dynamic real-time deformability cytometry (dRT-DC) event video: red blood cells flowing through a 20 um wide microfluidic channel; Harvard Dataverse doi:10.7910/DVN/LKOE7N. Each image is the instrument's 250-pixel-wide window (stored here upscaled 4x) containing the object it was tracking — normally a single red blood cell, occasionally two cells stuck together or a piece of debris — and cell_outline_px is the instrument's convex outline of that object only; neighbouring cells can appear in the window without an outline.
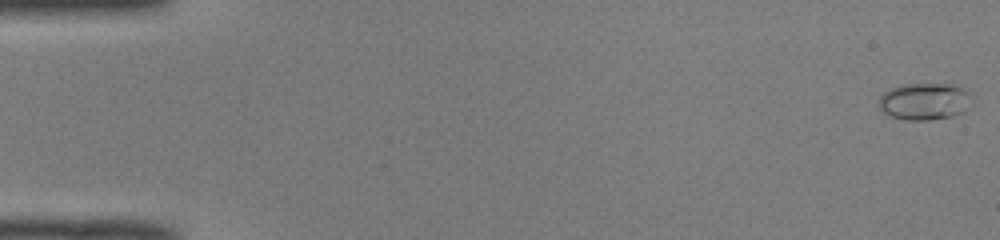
{"species": "common noctule bat (a hibernating species)", "species_latin": "Nyctalus noctula", "temperature_condition": "room temperature", "stored_images_in_passage": 52, "camera_frame_rate_fps": 3000, "um_per_image_px": 0.085, "animal": {"sex": "male", "body_mass_g": 19.0, "forearm_length_mm": 50.8}, "frame": {"image": 1, "passage_image": 1, "time_ms": 0.0, "image_size_px": [1000, 240], "cell_outline_px": [[972, 104], [964, 112], [952, 116], [928, 120], [908, 120], [888, 116], [880, 108], [880, 96], [884, 92], [900, 84], [956, 84], [968, 92]], "centroid_in_image_um": [78.6, 8.62], "position_along_channel_um": 6.4, "area_um2": 20.11}}
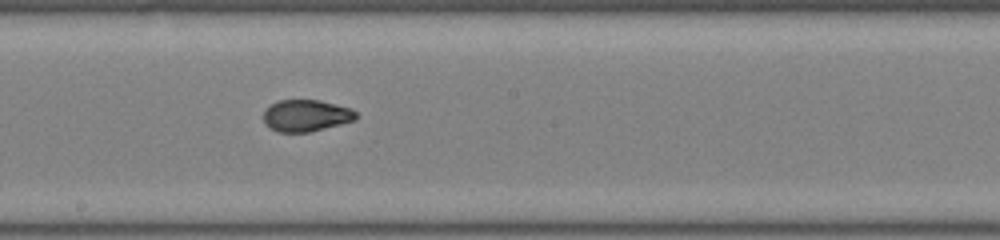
{"frame": {"image": 2, "passage_image": 29, "time_ms": 9.333, "image_size_px": [1000, 240], "cell_outline_px": [[360, 116], [356, 120], [308, 132], [276, 132], [264, 124], [264, 108], [276, 100], [320, 100], [352, 108]], "centroid_in_image_um": [26.01, 9.81], "position_along_channel_um": 222.2, "area_um2": 17.4}}
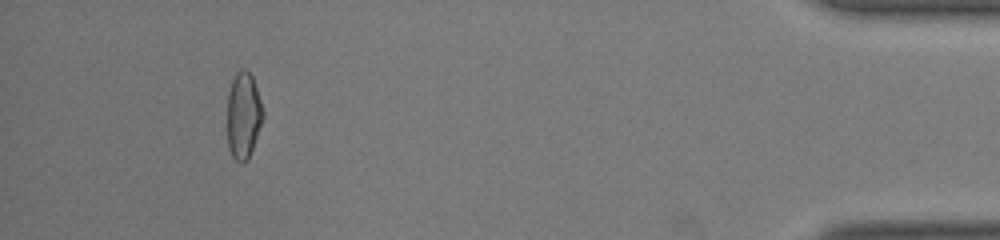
{"frame": {"image": 3, "passage_image": 48, "time_ms": 15.667, "image_size_px": [1000, 240], "cell_outline_px": [[264, 120], [252, 148], [244, 164], [240, 164], [232, 156], [228, 148], [228, 92], [232, 80], [236, 72], [240, 68], [244, 68], [252, 76], [264, 112]], "centroid_in_image_um": [20.69, 9.81], "position_along_channel_um": 414.5, "area_um2": 18.03}, "authors_computed_cell_mechanics": {"area_um2": 17.5423, "velocity_mm_per_s": 4.0205, "shape_relaxation_time_tau1_ms": 10.7169, "shape_relaxation_time_tau2_ms": 0.9707, "deformation_change_tau1": 0.276, "deformation_change_tau2": 0.0562}}